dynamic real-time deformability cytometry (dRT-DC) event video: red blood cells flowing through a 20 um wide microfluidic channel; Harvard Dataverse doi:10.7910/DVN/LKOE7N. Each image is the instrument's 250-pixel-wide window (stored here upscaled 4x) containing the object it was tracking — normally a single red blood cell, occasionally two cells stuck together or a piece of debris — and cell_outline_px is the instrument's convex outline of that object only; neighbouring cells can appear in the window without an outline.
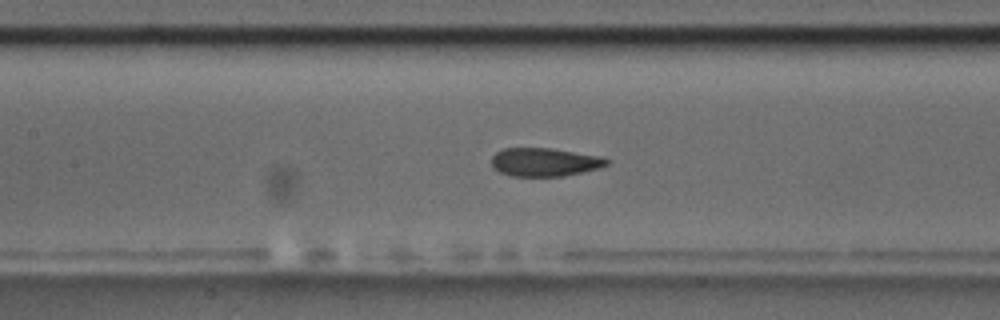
{"species": "common noctule bat (a hibernating species)", "species_latin": "Nyctalus noctula", "temperature_condition": "room temperature", "stored_images_in_passage": 45, "camera_frame_rate_fps": 3000, "um_per_image_px": 0.085, "animal": {"sex": "male", "body_mass_g": 17.5, "forearm_length_mm": 52.3}, "frame": {"image": 1, "passage_image": 14, "time_ms": 4.333, "image_size_px": [1000, 320], "cell_outline_px": [[612, 160], [608, 164], [584, 172], [564, 176], [508, 176], [500, 172], [492, 164], [492, 156], [496, 152], [504, 148], [552, 148], [604, 156]], "centroid_in_image_um": [46.34, 13.77], "position_along_channel_um": 161.1, "area_um2": 19.25}}
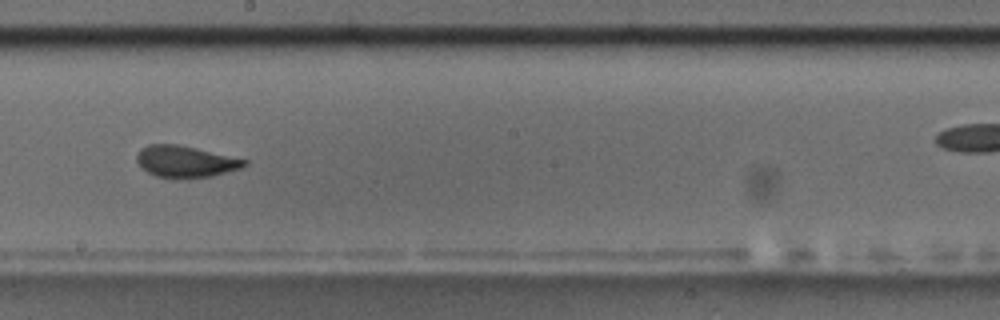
{"frame": {"image": 2, "passage_image": 20, "time_ms": 6.333, "image_size_px": [1000, 320], "cell_outline_px": [[248, 164], [244, 168], [212, 176], [176, 180], [172, 180], [156, 176], [148, 172], [136, 160], [136, 156], [140, 148], [148, 144], [176, 144], [248, 160]], "centroid_in_image_um": [15.77, 13.76], "position_along_channel_um": 232.4, "area_um2": 20.06}}
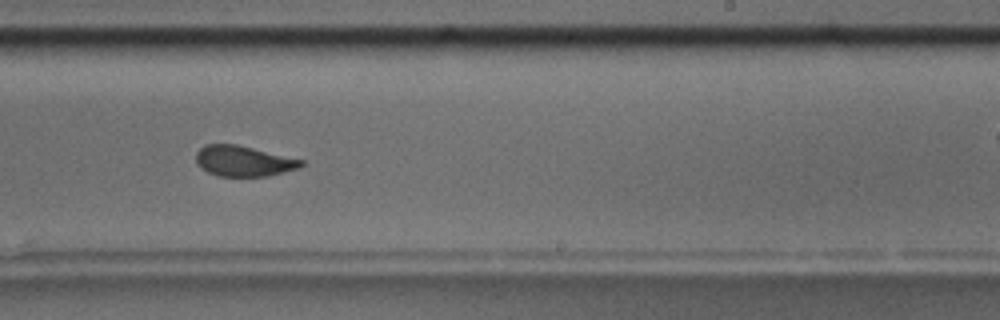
{"frame": {"image": 3, "passage_image": 23, "time_ms": 7.333, "image_size_px": [1000, 320], "cell_outline_px": [[304, 164], [300, 168], [268, 176], [220, 176], [208, 172], [200, 168], [196, 164], [196, 152], [204, 144], [236, 144], [304, 160]], "centroid_in_image_um": [20.68, 13.69], "position_along_channel_um": 268.3, "area_um2": 18.79}, "authors_computed_cell_mechanics": {"area_um2": 19.941, "velocity_mm_per_s": 3.5892, "shape_relaxation_time_tau1_ms": 9.3126, "shape_relaxation_time_tau2_ms": 1.0885, "deformation_change_tau1": 0.1964, "deformation_change_tau2": 0.0632}}